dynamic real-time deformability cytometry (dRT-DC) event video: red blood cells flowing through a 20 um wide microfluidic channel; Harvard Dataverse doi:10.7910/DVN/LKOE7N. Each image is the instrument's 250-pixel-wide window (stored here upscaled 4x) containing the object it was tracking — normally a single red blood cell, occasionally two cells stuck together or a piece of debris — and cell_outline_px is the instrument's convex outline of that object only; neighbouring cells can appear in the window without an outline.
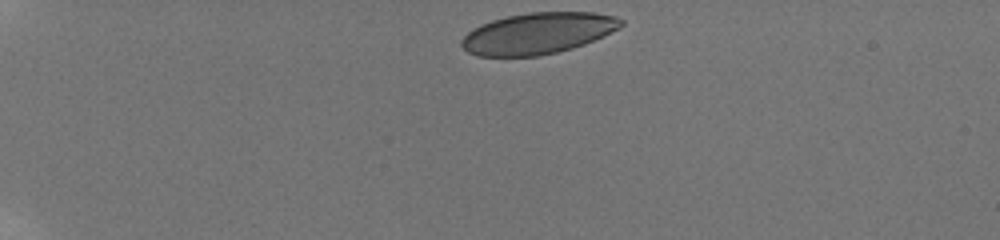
{"species": "human", "species_latin": "Homo sapiens", "temperature_condition": "room temperature", "stored_images_in_passage": 33, "camera_frame_rate_fps": 3000, "um_per_image_px": 0.085, "donor": {"sex": "male"}, "frame": {"image": 1, "passage_image": 1, "time_ms": 0.0, "image_size_px": [1000, 240], "cell_outline_px": [[624, 24], [620, 28], [604, 36], [584, 44], [572, 48], [556, 52], [536, 56], [476, 56], [468, 52], [460, 44], [460, 40], [472, 28], [480, 24], [492, 20], [508, 16], [528, 12], [592, 12], [616, 16], [624, 20]], "centroid_in_image_um": [45.73, 2.82], "position_along_channel_um": 39.3, "area_um2": 38.49}}
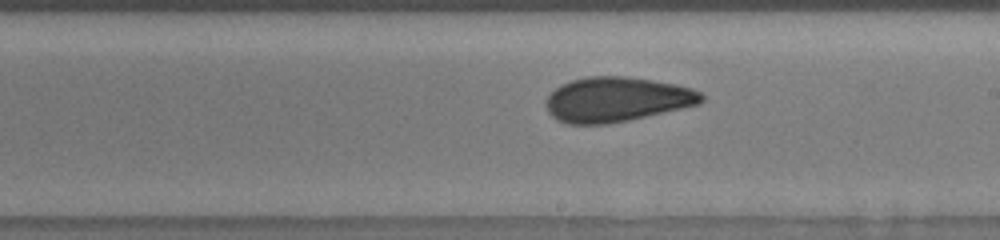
{"frame": {"image": 2, "passage_image": 21, "time_ms": 7.333, "image_size_px": [1000, 240], "cell_outline_px": [[704, 100], [700, 104], [628, 120], [608, 124], [568, 124], [556, 120], [548, 112], [544, 104], [548, 96], [560, 84], [572, 80], [588, 76], [624, 76], [652, 80], [692, 88], [700, 92], [704, 96]], "centroid_in_image_um": [52.39, 8.46], "position_along_channel_um": 236.6, "area_um2": 40.52}}
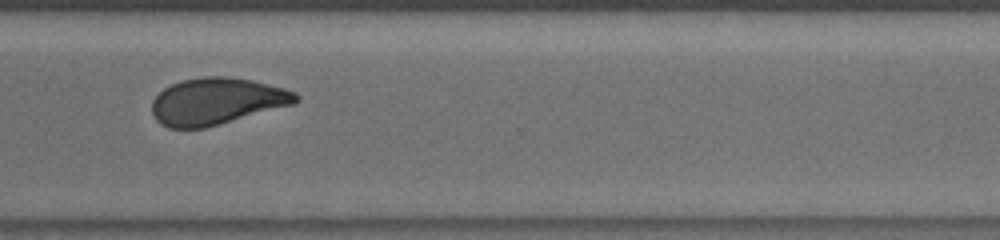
{"frame": {"image": 3, "passage_image": 29, "time_ms": 10.333, "image_size_px": [1000, 240], "cell_outline_px": [[300, 100], [292, 104], [204, 128], [168, 128], [160, 124], [156, 120], [152, 112], [152, 100], [164, 88], [180, 80], [204, 76], [224, 76], [252, 80], [284, 88], [296, 92], [300, 96]], "centroid_in_image_um": [18.39, 8.6], "position_along_channel_um": 352.2, "area_um2": 39.02}, "authors_computed_cell_mechanics": {"area_um2": 40.3444, "velocity_mm_per_s": 3.8463, "shape_relaxation_time_tau1_ms": 9.5849, "shape_relaxation_time_tau2_ms": 1.4724, "deformation_change_tau1": 0.1807, "deformation_change_tau2": 0.0611}}